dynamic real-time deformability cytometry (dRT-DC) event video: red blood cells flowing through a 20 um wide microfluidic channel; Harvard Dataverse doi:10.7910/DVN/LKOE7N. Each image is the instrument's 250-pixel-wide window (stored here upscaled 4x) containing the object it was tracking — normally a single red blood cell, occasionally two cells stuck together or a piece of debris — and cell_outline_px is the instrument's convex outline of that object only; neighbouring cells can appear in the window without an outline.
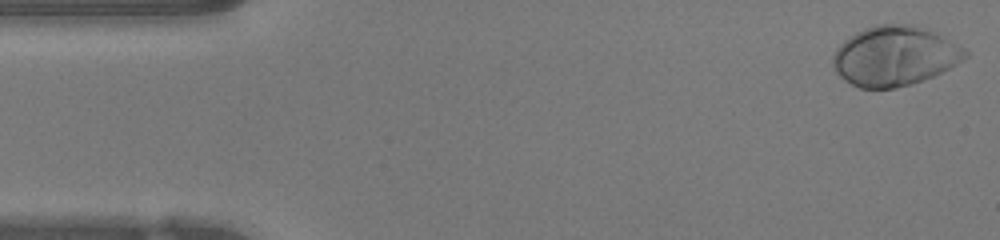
{"species": "human", "species_latin": "Homo sapiens", "temperature_condition": "warm", "stored_images_in_passage": 13, "camera_frame_rate_fps": 3000, "um_per_image_px": 0.085, "donor": {"sex": "female"}, "frame": {"image": 1, "passage_image": 1, "time_ms": 0.0, "image_size_px": [1000, 240], "cell_outline_px": [[968, 56], [956, 64], [924, 80], [912, 84], [896, 88], [860, 88], [844, 80], [836, 72], [832, 64], [832, 56], [836, 48], [844, 40], [856, 32], [864, 28], [876, 24], [912, 24], [932, 32], [964, 48], [968, 52]], "centroid_in_image_um": [75.99, 4.77], "position_along_channel_um": 9.0, "area_um2": 45.72}}
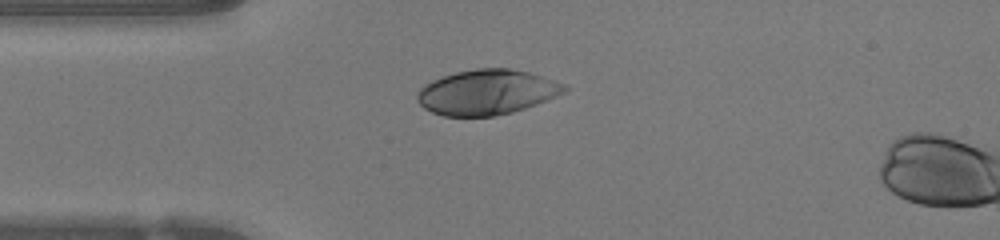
{"frame": {"image": 2, "passage_image": 11, "time_ms": 3.333, "image_size_px": [1000, 240], "cell_outline_px": [[568, 88], [564, 92], [556, 96], [536, 104], [512, 112], [492, 116], [444, 116], [432, 112], [424, 108], [416, 100], [416, 92], [420, 88], [432, 80], [456, 72], [476, 68], [508, 68], [528, 72], [568, 84]], "centroid_in_image_um": [41.37, 7.83], "position_along_channel_um": 43.6, "area_um2": 38.61}}